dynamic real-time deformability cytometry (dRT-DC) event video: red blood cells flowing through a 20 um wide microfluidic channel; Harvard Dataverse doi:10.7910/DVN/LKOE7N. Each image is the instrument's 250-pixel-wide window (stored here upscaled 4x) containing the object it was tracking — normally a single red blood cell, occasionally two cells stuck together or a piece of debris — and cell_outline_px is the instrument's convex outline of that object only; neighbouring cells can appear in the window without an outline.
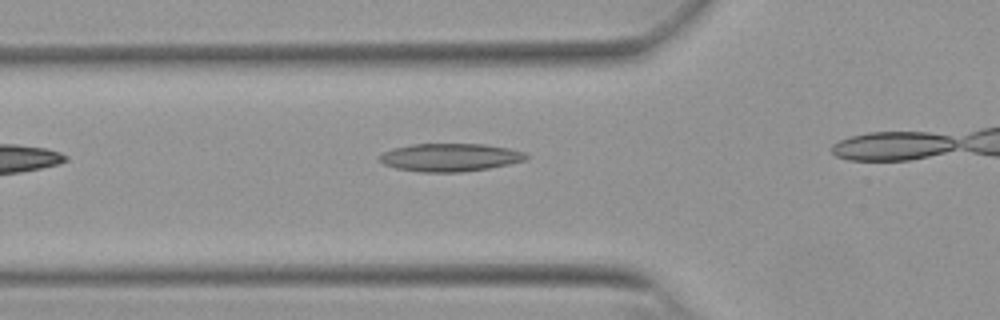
{"species": "Egyptian fruit bat (a non-hibernating species)", "species_latin": "Rousettus aegyptiacus", "temperature_condition": "warm", "stored_images_in_passage": 7, "camera_frame_rate_fps": 3000, "um_per_image_px": 0.085, "animal": {"sex": "female"}, "frame": {"image": 1, "passage_image": 2, "time_ms": 0.333, "image_size_px": [1000, 320], "cell_outline_px": [[528, 156], [524, 160], [508, 164], [488, 168], [460, 172], [420, 172], [396, 168], [384, 164], [380, 160], [380, 156], [384, 152], [392, 148], [412, 144], [484, 144], [508, 148], [524, 152]], "centroid_in_image_um": [38.23, 13.37], "position_along_channel_um": 87.6, "area_um2": 23.7}}
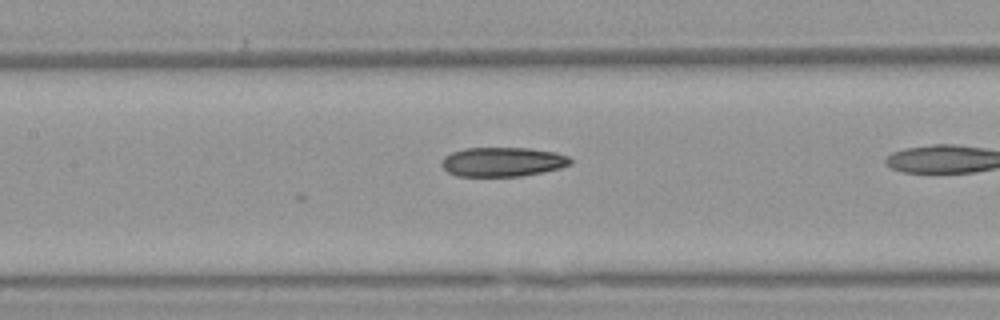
{"frame": {"image": 2, "passage_image": 5, "time_ms": 1.333, "image_size_px": [1000, 320], "cell_outline_px": [[572, 164], [560, 168], [544, 172], [520, 176], [456, 176], [448, 172], [440, 164], [440, 160], [444, 156], [452, 152], [464, 148], [528, 148], [556, 152], [568, 156], [572, 160]], "centroid_in_image_um": [42.72, 13.76], "position_along_channel_um": 164.7, "area_um2": 22.2}}